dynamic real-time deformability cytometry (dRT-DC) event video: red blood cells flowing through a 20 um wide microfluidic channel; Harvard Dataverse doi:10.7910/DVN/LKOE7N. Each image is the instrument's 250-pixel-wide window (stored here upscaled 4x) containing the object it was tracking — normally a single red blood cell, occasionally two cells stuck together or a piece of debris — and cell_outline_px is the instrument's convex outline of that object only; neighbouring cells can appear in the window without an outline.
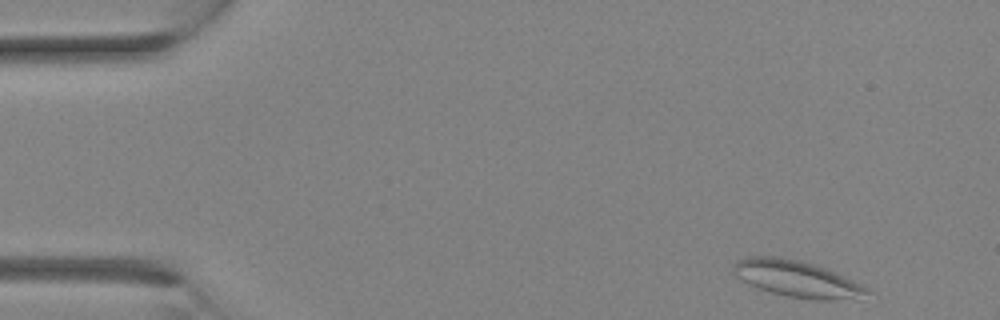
{"species": "Egyptian fruit bat (a non-hibernating species)", "species_latin": "Rousettus aegyptiacus", "temperature_condition": "room temperature", "stored_images_in_passage": 7, "camera_frame_rate_fps": 3000, "um_per_image_px": 0.085, "animal": {"sex": "female"}, "frame": {"image": 1, "passage_image": 1, "time_ms": 0.0, "image_size_px": [1000, 320], "cell_outline_px": [[872, 292], [860, 300], [816, 300], [788, 296], [772, 292], [748, 284], [736, 276], [732, 268], [736, 260], [748, 256], [776, 256], [800, 260], [836, 272], [868, 288]], "centroid_in_image_um": [67.78, 23.71], "position_along_channel_um": 17.2, "area_um2": 28.55}}